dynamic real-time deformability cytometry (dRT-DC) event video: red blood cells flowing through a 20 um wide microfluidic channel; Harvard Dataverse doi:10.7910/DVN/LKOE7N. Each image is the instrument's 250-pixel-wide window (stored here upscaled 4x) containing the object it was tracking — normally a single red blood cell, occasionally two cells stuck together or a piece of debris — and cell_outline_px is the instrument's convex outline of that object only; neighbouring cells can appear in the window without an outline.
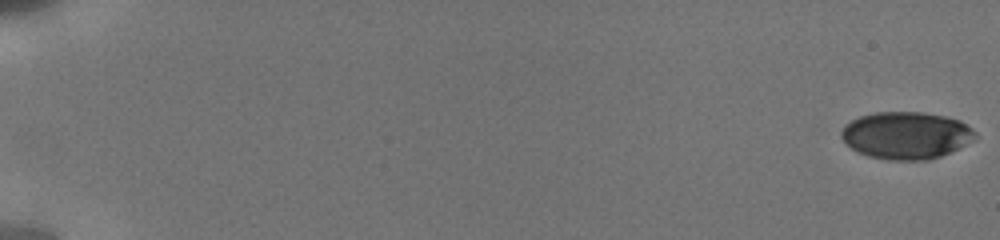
{"species": "human", "species_latin": "Homo sapiens", "temperature_condition": "cold", "stored_images_in_passage": 59, "camera_frame_rate_fps": 3000, "um_per_image_px": 0.085, "donor": {"sex": "male"}, "frame": {"image": 1, "passage_image": 1, "time_ms": 0.0, "image_size_px": [1000, 240], "cell_outline_px": [[976, 136], [972, 140], [940, 156], [928, 160], [888, 160], [868, 156], [852, 148], [840, 136], [840, 132], [844, 124], [860, 116], [876, 112], [924, 112], [944, 116], [960, 120], [972, 128], [976, 132]], "centroid_in_image_um": [77.0, 11.49], "position_along_channel_um": 8.0, "area_um2": 36.65}}
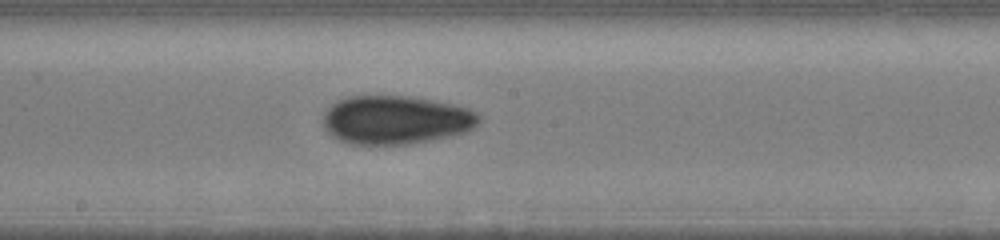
{"frame": {"image": 2, "passage_image": 37, "time_ms": 10.667, "image_size_px": [1000, 240], "cell_outline_px": [[484, 116], [472, 128], [464, 132], [448, 136], [408, 144], [348, 144], [332, 136], [324, 128], [324, 112], [336, 100], [348, 96], [412, 96], [452, 104], [468, 108]], "centroid_in_image_um": [33.63, 10.18], "position_along_channel_um": 214.6, "area_um2": 44.1}}
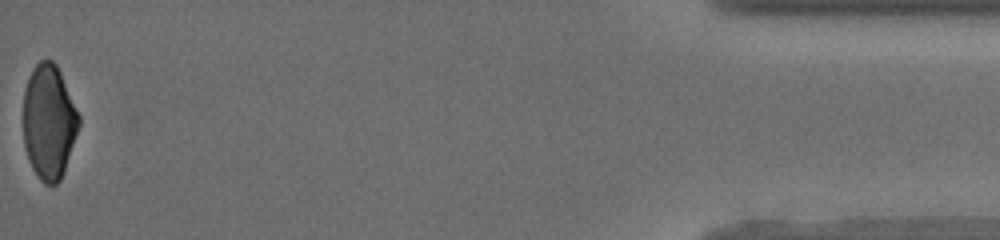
{"frame": {"image": 3, "passage_image": 59, "time_ms": 18.333, "image_size_px": [1000, 240], "cell_outline_px": [[80, 124], [64, 172], [60, 180], [56, 184], [44, 184], [40, 180], [32, 168], [28, 160], [24, 144], [24, 92], [28, 76], [32, 68], [40, 60], [52, 60], [56, 64], [60, 72], [80, 116]], "centroid_in_image_um": [4.15, 10.36], "position_along_channel_um": 431.0, "area_um2": 37.11}, "authors_computed_cell_mechanics": {"area_um2": 39.8242, "velocity_mm_per_s": 3.8573, "shape_relaxation_time_tau1_ms": null, "shape_relaxation_time_tau2_ms": 2.4017, "deformation_change_tau1": null, "deformation_change_tau2": 0.0677}}